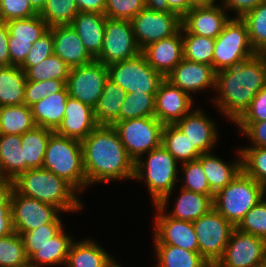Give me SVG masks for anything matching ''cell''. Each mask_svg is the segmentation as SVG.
Returning a JSON list of instances; mask_svg holds the SVG:
<instances>
[{"label":"cell","mask_w":266,"mask_h":267,"mask_svg":"<svg viewBox=\"0 0 266 267\" xmlns=\"http://www.w3.org/2000/svg\"><path fill=\"white\" fill-rule=\"evenodd\" d=\"M54 131L36 126L22 135V150L26 160V171L28 169L42 168L45 151Z\"/></svg>","instance_id":"d590c367"},{"label":"cell","mask_w":266,"mask_h":267,"mask_svg":"<svg viewBox=\"0 0 266 267\" xmlns=\"http://www.w3.org/2000/svg\"><path fill=\"white\" fill-rule=\"evenodd\" d=\"M144 155L147 156L134 162L133 181L145 182L154 205L168 207L170 196L177 185L178 173L181 174L178 167L180 163L163 145Z\"/></svg>","instance_id":"277c9868"},{"label":"cell","mask_w":266,"mask_h":267,"mask_svg":"<svg viewBox=\"0 0 266 267\" xmlns=\"http://www.w3.org/2000/svg\"><path fill=\"white\" fill-rule=\"evenodd\" d=\"M38 15L30 0H0V21L25 19Z\"/></svg>","instance_id":"816d5d0a"},{"label":"cell","mask_w":266,"mask_h":267,"mask_svg":"<svg viewBox=\"0 0 266 267\" xmlns=\"http://www.w3.org/2000/svg\"><path fill=\"white\" fill-rule=\"evenodd\" d=\"M194 98L164 79L155 94L154 116L163 124H175L192 111Z\"/></svg>","instance_id":"ac0fdd59"},{"label":"cell","mask_w":266,"mask_h":267,"mask_svg":"<svg viewBox=\"0 0 266 267\" xmlns=\"http://www.w3.org/2000/svg\"><path fill=\"white\" fill-rule=\"evenodd\" d=\"M0 267H29L23 238L14 232L0 237Z\"/></svg>","instance_id":"ab89813d"},{"label":"cell","mask_w":266,"mask_h":267,"mask_svg":"<svg viewBox=\"0 0 266 267\" xmlns=\"http://www.w3.org/2000/svg\"><path fill=\"white\" fill-rule=\"evenodd\" d=\"M87 184L134 178V161L129 157L113 126L98 125L81 141Z\"/></svg>","instance_id":"7a4b0ae2"},{"label":"cell","mask_w":266,"mask_h":267,"mask_svg":"<svg viewBox=\"0 0 266 267\" xmlns=\"http://www.w3.org/2000/svg\"><path fill=\"white\" fill-rule=\"evenodd\" d=\"M169 9L181 18L196 5L193 0H167Z\"/></svg>","instance_id":"6125c7cd"},{"label":"cell","mask_w":266,"mask_h":267,"mask_svg":"<svg viewBox=\"0 0 266 267\" xmlns=\"http://www.w3.org/2000/svg\"><path fill=\"white\" fill-rule=\"evenodd\" d=\"M162 145L181 164L201 155L176 124H164Z\"/></svg>","instance_id":"e575fe53"},{"label":"cell","mask_w":266,"mask_h":267,"mask_svg":"<svg viewBox=\"0 0 266 267\" xmlns=\"http://www.w3.org/2000/svg\"><path fill=\"white\" fill-rule=\"evenodd\" d=\"M46 0H30L32 8L39 14L45 6Z\"/></svg>","instance_id":"e7e4bbea"},{"label":"cell","mask_w":266,"mask_h":267,"mask_svg":"<svg viewBox=\"0 0 266 267\" xmlns=\"http://www.w3.org/2000/svg\"><path fill=\"white\" fill-rule=\"evenodd\" d=\"M8 37L7 24L6 22L0 21V67L11 66Z\"/></svg>","instance_id":"6f0895ef"},{"label":"cell","mask_w":266,"mask_h":267,"mask_svg":"<svg viewBox=\"0 0 266 267\" xmlns=\"http://www.w3.org/2000/svg\"><path fill=\"white\" fill-rule=\"evenodd\" d=\"M262 54H263V56H264L265 59H266V51H264Z\"/></svg>","instance_id":"a7ac6f4b"},{"label":"cell","mask_w":266,"mask_h":267,"mask_svg":"<svg viewBox=\"0 0 266 267\" xmlns=\"http://www.w3.org/2000/svg\"><path fill=\"white\" fill-rule=\"evenodd\" d=\"M26 83L25 72L19 66H1L0 107L23 104Z\"/></svg>","instance_id":"1f68e13d"},{"label":"cell","mask_w":266,"mask_h":267,"mask_svg":"<svg viewBox=\"0 0 266 267\" xmlns=\"http://www.w3.org/2000/svg\"><path fill=\"white\" fill-rule=\"evenodd\" d=\"M36 126L31 107L26 104L0 107V134L23 135Z\"/></svg>","instance_id":"836d02e7"},{"label":"cell","mask_w":266,"mask_h":267,"mask_svg":"<svg viewBox=\"0 0 266 267\" xmlns=\"http://www.w3.org/2000/svg\"><path fill=\"white\" fill-rule=\"evenodd\" d=\"M64 224H44L37 229L23 233L21 236L24 241L25 251L28 259L57 235L64 227Z\"/></svg>","instance_id":"7dc6e473"},{"label":"cell","mask_w":266,"mask_h":267,"mask_svg":"<svg viewBox=\"0 0 266 267\" xmlns=\"http://www.w3.org/2000/svg\"><path fill=\"white\" fill-rule=\"evenodd\" d=\"M266 241L235 228L214 267H265Z\"/></svg>","instance_id":"5bb4252c"},{"label":"cell","mask_w":266,"mask_h":267,"mask_svg":"<svg viewBox=\"0 0 266 267\" xmlns=\"http://www.w3.org/2000/svg\"><path fill=\"white\" fill-rule=\"evenodd\" d=\"M110 267H122V265L116 260Z\"/></svg>","instance_id":"003e7915"},{"label":"cell","mask_w":266,"mask_h":267,"mask_svg":"<svg viewBox=\"0 0 266 267\" xmlns=\"http://www.w3.org/2000/svg\"><path fill=\"white\" fill-rule=\"evenodd\" d=\"M126 91L109 78L104 84L94 117L98 125L112 126L118 122V113L126 97Z\"/></svg>","instance_id":"4dcf8cb0"},{"label":"cell","mask_w":266,"mask_h":267,"mask_svg":"<svg viewBox=\"0 0 266 267\" xmlns=\"http://www.w3.org/2000/svg\"><path fill=\"white\" fill-rule=\"evenodd\" d=\"M6 24L13 40L30 41L32 44L49 30V26L39 14L25 19H13Z\"/></svg>","instance_id":"b9f144b4"},{"label":"cell","mask_w":266,"mask_h":267,"mask_svg":"<svg viewBox=\"0 0 266 267\" xmlns=\"http://www.w3.org/2000/svg\"><path fill=\"white\" fill-rule=\"evenodd\" d=\"M222 6L227 10V13L236 12L234 17L241 18L248 11L255 9L261 2L265 0H221Z\"/></svg>","instance_id":"9f6ffc18"},{"label":"cell","mask_w":266,"mask_h":267,"mask_svg":"<svg viewBox=\"0 0 266 267\" xmlns=\"http://www.w3.org/2000/svg\"><path fill=\"white\" fill-rule=\"evenodd\" d=\"M4 177L2 172H1V169H0V178Z\"/></svg>","instance_id":"89a4df30"},{"label":"cell","mask_w":266,"mask_h":267,"mask_svg":"<svg viewBox=\"0 0 266 267\" xmlns=\"http://www.w3.org/2000/svg\"><path fill=\"white\" fill-rule=\"evenodd\" d=\"M0 169L4 177L13 180L26 172L22 135L0 134Z\"/></svg>","instance_id":"f546056e"},{"label":"cell","mask_w":266,"mask_h":267,"mask_svg":"<svg viewBox=\"0 0 266 267\" xmlns=\"http://www.w3.org/2000/svg\"><path fill=\"white\" fill-rule=\"evenodd\" d=\"M193 227L197 236L199 253L214 267L222 258L233 230L236 228L214 208L196 221Z\"/></svg>","instance_id":"30bf717a"},{"label":"cell","mask_w":266,"mask_h":267,"mask_svg":"<svg viewBox=\"0 0 266 267\" xmlns=\"http://www.w3.org/2000/svg\"><path fill=\"white\" fill-rule=\"evenodd\" d=\"M79 12L104 14L106 0H75Z\"/></svg>","instance_id":"91938a15"},{"label":"cell","mask_w":266,"mask_h":267,"mask_svg":"<svg viewBox=\"0 0 266 267\" xmlns=\"http://www.w3.org/2000/svg\"><path fill=\"white\" fill-rule=\"evenodd\" d=\"M70 67L54 53L40 62L38 65L30 67L26 72V80L32 82L46 80L67 81Z\"/></svg>","instance_id":"f35d334b"},{"label":"cell","mask_w":266,"mask_h":267,"mask_svg":"<svg viewBox=\"0 0 266 267\" xmlns=\"http://www.w3.org/2000/svg\"><path fill=\"white\" fill-rule=\"evenodd\" d=\"M265 86L266 59L257 53L236 66L216 72L217 92L211 102L219 113L235 124Z\"/></svg>","instance_id":"6da1fadb"},{"label":"cell","mask_w":266,"mask_h":267,"mask_svg":"<svg viewBox=\"0 0 266 267\" xmlns=\"http://www.w3.org/2000/svg\"><path fill=\"white\" fill-rule=\"evenodd\" d=\"M145 8V0H106L104 15L111 19L131 21Z\"/></svg>","instance_id":"c3c4849f"},{"label":"cell","mask_w":266,"mask_h":267,"mask_svg":"<svg viewBox=\"0 0 266 267\" xmlns=\"http://www.w3.org/2000/svg\"><path fill=\"white\" fill-rule=\"evenodd\" d=\"M221 3L194 5L183 17L182 26L191 34L216 39L230 20Z\"/></svg>","instance_id":"e0dca14e"},{"label":"cell","mask_w":266,"mask_h":267,"mask_svg":"<svg viewBox=\"0 0 266 267\" xmlns=\"http://www.w3.org/2000/svg\"><path fill=\"white\" fill-rule=\"evenodd\" d=\"M141 53L131 21L106 17L103 46L95 60L104 65L127 60Z\"/></svg>","instance_id":"7c38bea8"},{"label":"cell","mask_w":266,"mask_h":267,"mask_svg":"<svg viewBox=\"0 0 266 267\" xmlns=\"http://www.w3.org/2000/svg\"><path fill=\"white\" fill-rule=\"evenodd\" d=\"M14 233L11 206H0V237Z\"/></svg>","instance_id":"680465c9"},{"label":"cell","mask_w":266,"mask_h":267,"mask_svg":"<svg viewBox=\"0 0 266 267\" xmlns=\"http://www.w3.org/2000/svg\"><path fill=\"white\" fill-rule=\"evenodd\" d=\"M199 108L193 107L191 112L175 124L183 131L191 144L203 154L213 152L219 135L215 120L213 121L201 107Z\"/></svg>","instance_id":"ffe728a7"},{"label":"cell","mask_w":266,"mask_h":267,"mask_svg":"<svg viewBox=\"0 0 266 267\" xmlns=\"http://www.w3.org/2000/svg\"><path fill=\"white\" fill-rule=\"evenodd\" d=\"M218 0H193V2L196 5H202V4H216Z\"/></svg>","instance_id":"03108f58"},{"label":"cell","mask_w":266,"mask_h":267,"mask_svg":"<svg viewBox=\"0 0 266 267\" xmlns=\"http://www.w3.org/2000/svg\"><path fill=\"white\" fill-rule=\"evenodd\" d=\"M66 82L67 81L51 79L38 82L27 81L24 93V104L31 107L49 94L61 91L66 86Z\"/></svg>","instance_id":"681fc988"},{"label":"cell","mask_w":266,"mask_h":267,"mask_svg":"<svg viewBox=\"0 0 266 267\" xmlns=\"http://www.w3.org/2000/svg\"><path fill=\"white\" fill-rule=\"evenodd\" d=\"M14 190V180L0 178V206H11V196Z\"/></svg>","instance_id":"94428289"},{"label":"cell","mask_w":266,"mask_h":267,"mask_svg":"<svg viewBox=\"0 0 266 267\" xmlns=\"http://www.w3.org/2000/svg\"><path fill=\"white\" fill-rule=\"evenodd\" d=\"M14 189L21 195L55 206L62 213L84 209L79 197L81 194L67 181L44 168L21 173L14 180Z\"/></svg>","instance_id":"3957f363"},{"label":"cell","mask_w":266,"mask_h":267,"mask_svg":"<svg viewBox=\"0 0 266 267\" xmlns=\"http://www.w3.org/2000/svg\"><path fill=\"white\" fill-rule=\"evenodd\" d=\"M11 211L14 232L20 235L44 224H63L57 207L21 195L15 189L11 196Z\"/></svg>","instance_id":"8fae6325"},{"label":"cell","mask_w":266,"mask_h":267,"mask_svg":"<svg viewBox=\"0 0 266 267\" xmlns=\"http://www.w3.org/2000/svg\"><path fill=\"white\" fill-rule=\"evenodd\" d=\"M108 78L123 88L126 93L155 95L165 77L154 70L141 52L127 60L107 65Z\"/></svg>","instance_id":"ba28073f"},{"label":"cell","mask_w":266,"mask_h":267,"mask_svg":"<svg viewBox=\"0 0 266 267\" xmlns=\"http://www.w3.org/2000/svg\"><path fill=\"white\" fill-rule=\"evenodd\" d=\"M8 42L11 65L20 66L25 61L33 44L30 41L13 40V36L10 35Z\"/></svg>","instance_id":"11a10c76"},{"label":"cell","mask_w":266,"mask_h":267,"mask_svg":"<svg viewBox=\"0 0 266 267\" xmlns=\"http://www.w3.org/2000/svg\"><path fill=\"white\" fill-rule=\"evenodd\" d=\"M141 52L147 63L166 77L183 60L182 27L177 34L151 43Z\"/></svg>","instance_id":"7402d4cb"},{"label":"cell","mask_w":266,"mask_h":267,"mask_svg":"<svg viewBox=\"0 0 266 267\" xmlns=\"http://www.w3.org/2000/svg\"><path fill=\"white\" fill-rule=\"evenodd\" d=\"M112 126L134 162L162 145L164 124L155 116L126 119Z\"/></svg>","instance_id":"9c48e42d"},{"label":"cell","mask_w":266,"mask_h":267,"mask_svg":"<svg viewBox=\"0 0 266 267\" xmlns=\"http://www.w3.org/2000/svg\"><path fill=\"white\" fill-rule=\"evenodd\" d=\"M49 29L53 35L54 54L70 68L83 66L94 60L70 25H57Z\"/></svg>","instance_id":"603a6c76"},{"label":"cell","mask_w":266,"mask_h":267,"mask_svg":"<svg viewBox=\"0 0 266 267\" xmlns=\"http://www.w3.org/2000/svg\"><path fill=\"white\" fill-rule=\"evenodd\" d=\"M256 54L245 22L241 18L231 17L215 39L213 68L218 72L236 66Z\"/></svg>","instance_id":"52a82bcc"},{"label":"cell","mask_w":266,"mask_h":267,"mask_svg":"<svg viewBox=\"0 0 266 267\" xmlns=\"http://www.w3.org/2000/svg\"><path fill=\"white\" fill-rule=\"evenodd\" d=\"M54 53L53 35L49 29L43 36L33 43L25 61L19 66L24 72L30 67L38 65Z\"/></svg>","instance_id":"f907efd6"},{"label":"cell","mask_w":266,"mask_h":267,"mask_svg":"<svg viewBox=\"0 0 266 267\" xmlns=\"http://www.w3.org/2000/svg\"><path fill=\"white\" fill-rule=\"evenodd\" d=\"M97 126L94 108L68 96L63 121L55 132L58 135L82 141Z\"/></svg>","instance_id":"44dd1931"},{"label":"cell","mask_w":266,"mask_h":267,"mask_svg":"<svg viewBox=\"0 0 266 267\" xmlns=\"http://www.w3.org/2000/svg\"><path fill=\"white\" fill-rule=\"evenodd\" d=\"M155 207L153 227V244L178 246L199 253L197 236L193 222L178 220L168 216L157 204Z\"/></svg>","instance_id":"2e32d148"},{"label":"cell","mask_w":266,"mask_h":267,"mask_svg":"<svg viewBox=\"0 0 266 267\" xmlns=\"http://www.w3.org/2000/svg\"><path fill=\"white\" fill-rule=\"evenodd\" d=\"M242 157V171L266 188V148H239Z\"/></svg>","instance_id":"ee69618b"},{"label":"cell","mask_w":266,"mask_h":267,"mask_svg":"<svg viewBox=\"0 0 266 267\" xmlns=\"http://www.w3.org/2000/svg\"><path fill=\"white\" fill-rule=\"evenodd\" d=\"M156 267H211L200 253L178 246L154 244Z\"/></svg>","instance_id":"d6a6232c"},{"label":"cell","mask_w":266,"mask_h":267,"mask_svg":"<svg viewBox=\"0 0 266 267\" xmlns=\"http://www.w3.org/2000/svg\"><path fill=\"white\" fill-rule=\"evenodd\" d=\"M116 259L93 239L73 241L65 267H110Z\"/></svg>","instance_id":"4316f807"},{"label":"cell","mask_w":266,"mask_h":267,"mask_svg":"<svg viewBox=\"0 0 266 267\" xmlns=\"http://www.w3.org/2000/svg\"><path fill=\"white\" fill-rule=\"evenodd\" d=\"M78 13L75 0H46L39 15L49 27H52L70 25Z\"/></svg>","instance_id":"60d3db41"},{"label":"cell","mask_w":266,"mask_h":267,"mask_svg":"<svg viewBox=\"0 0 266 267\" xmlns=\"http://www.w3.org/2000/svg\"><path fill=\"white\" fill-rule=\"evenodd\" d=\"M192 97V93L206 92L216 87V71L210 65L183 60L165 77Z\"/></svg>","instance_id":"d6986e66"},{"label":"cell","mask_w":266,"mask_h":267,"mask_svg":"<svg viewBox=\"0 0 266 267\" xmlns=\"http://www.w3.org/2000/svg\"><path fill=\"white\" fill-rule=\"evenodd\" d=\"M105 21L104 14L79 12L70 24L94 59L100 54L103 46Z\"/></svg>","instance_id":"d4e9b609"},{"label":"cell","mask_w":266,"mask_h":267,"mask_svg":"<svg viewBox=\"0 0 266 267\" xmlns=\"http://www.w3.org/2000/svg\"><path fill=\"white\" fill-rule=\"evenodd\" d=\"M179 193L175 198L174 207L171 212H168L167 207H160L172 218L193 222L214 208V195H204L181 187L179 188Z\"/></svg>","instance_id":"484cf974"},{"label":"cell","mask_w":266,"mask_h":267,"mask_svg":"<svg viewBox=\"0 0 266 267\" xmlns=\"http://www.w3.org/2000/svg\"><path fill=\"white\" fill-rule=\"evenodd\" d=\"M237 159L234 162L223 161L214 153H203L197 159L201 162L211 191L216 194L222 188L227 186L241 171L242 157L240 149H236Z\"/></svg>","instance_id":"cb8c5ba5"},{"label":"cell","mask_w":266,"mask_h":267,"mask_svg":"<svg viewBox=\"0 0 266 267\" xmlns=\"http://www.w3.org/2000/svg\"><path fill=\"white\" fill-rule=\"evenodd\" d=\"M155 95L147 93H127L118 113V121L154 116Z\"/></svg>","instance_id":"7bdbcfd3"},{"label":"cell","mask_w":266,"mask_h":267,"mask_svg":"<svg viewBox=\"0 0 266 267\" xmlns=\"http://www.w3.org/2000/svg\"><path fill=\"white\" fill-rule=\"evenodd\" d=\"M235 126L241 133V136H247L251 146L266 148V120L260 122H236Z\"/></svg>","instance_id":"f5cc1de1"},{"label":"cell","mask_w":266,"mask_h":267,"mask_svg":"<svg viewBox=\"0 0 266 267\" xmlns=\"http://www.w3.org/2000/svg\"><path fill=\"white\" fill-rule=\"evenodd\" d=\"M266 120V86L253 98L247 111L237 122H260Z\"/></svg>","instance_id":"db71d44e"},{"label":"cell","mask_w":266,"mask_h":267,"mask_svg":"<svg viewBox=\"0 0 266 267\" xmlns=\"http://www.w3.org/2000/svg\"><path fill=\"white\" fill-rule=\"evenodd\" d=\"M266 196V188L241 171L213 198L214 209L235 227Z\"/></svg>","instance_id":"8992f818"},{"label":"cell","mask_w":266,"mask_h":267,"mask_svg":"<svg viewBox=\"0 0 266 267\" xmlns=\"http://www.w3.org/2000/svg\"><path fill=\"white\" fill-rule=\"evenodd\" d=\"M64 229L29 258V267L65 266L74 238Z\"/></svg>","instance_id":"f1b7e54d"},{"label":"cell","mask_w":266,"mask_h":267,"mask_svg":"<svg viewBox=\"0 0 266 267\" xmlns=\"http://www.w3.org/2000/svg\"><path fill=\"white\" fill-rule=\"evenodd\" d=\"M183 58L213 67L215 39L189 33L182 26Z\"/></svg>","instance_id":"8d00e7d4"},{"label":"cell","mask_w":266,"mask_h":267,"mask_svg":"<svg viewBox=\"0 0 266 267\" xmlns=\"http://www.w3.org/2000/svg\"><path fill=\"white\" fill-rule=\"evenodd\" d=\"M180 167L179 172L184 175L178 179L183 184L181 188L204 195H215L210 189L202 164L198 159L182 163Z\"/></svg>","instance_id":"f6af8a7d"},{"label":"cell","mask_w":266,"mask_h":267,"mask_svg":"<svg viewBox=\"0 0 266 267\" xmlns=\"http://www.w3.org/2000/svg\"><path fill=\"white\" fill-rule=\"evenodd\" d=\"M241 19L245 22L249 40L256 53L266 51V0L248 11Z\"/></svg>","instance_id":"74e56055"},{"label":"cell","mask_w":266,"mask_h":267,"mask_svg":"<svg viewBox=\"0 0 266 267\" xmlns=\"http://www.w3.org/2000/svg\"><path fill=\"white\" fill-rule=\"evenodd\" d=\"M107 79V65L95 59L83 66L70 68L66 82L68 94L95 108Z\"/></svg>","instance_id":"4fadbf2b"},{"label":"cell","mask_w":266,"mask_h":267,"mask_svg":"<svg viewBox=\"0 0 266 267\" xmlns=\"http://www.w3.org/2000/svg\"><path fill=\"white\" fill-rule=\"evenodd\" d=\"M236 228L266 241V196L245 214Z\"/></svg>","instance_id":"bcb514c9"},{"label":"cell","mask_w":266,"mask_h":267,"mask_svg":"<svg viewBox=\"0 0 266 267\" xmlns=\"http://www.w3.org/2000/svg\"><path fill=\"white\" fill-rule=\"evenodd\" d=\"M137 45L142 51L151 43L177 34L182 27V18L176 13H163L147 8L131 20Z\"/></svg>","instance_id":"9a60e30c"},{"label":"cell","mask_w":266,"mask_h":267,"mask_svg":"<svg viewBox=\"0 0 266 267\" xmlns=\"http://www.w3.org/2000/svg\"><path fill=\"white\" fill-rule=\"evenodd\" d=\"M68 96L65 86L61 91L49 94L33 104L31 111L35 124L55 132L63 121Z\"/></svg>","instance_id":"83f0119b"},{"label":"cell","mask_w":266,"mask_h":267,"mask_svg":"<svg viewBox=\"0 0 266 267\" xmlns=\"http://www.w3.org/2000/svg\"><path fill=\"white\" fill-rule=\"evenodd\" d=\"M147 9L163 13H173L169 7L167 0H145Z\"/></svg>","instance_id":"be15d7a7"},{"label":"cell","mask_w":266,"mask_h":267,"mask_svg":"<svg viewBox=\"0 0 266 267\" xmlns=\"http://www.w3.org/2000/svg\"><path fill=\"white\" fill-rule=\"evenodd\" d=\"M42 168L67 181L80 194L88 188L80 140L53 132L47 144Z\"/></svg>","instance_id":"5b68a950"}]
</instances>
